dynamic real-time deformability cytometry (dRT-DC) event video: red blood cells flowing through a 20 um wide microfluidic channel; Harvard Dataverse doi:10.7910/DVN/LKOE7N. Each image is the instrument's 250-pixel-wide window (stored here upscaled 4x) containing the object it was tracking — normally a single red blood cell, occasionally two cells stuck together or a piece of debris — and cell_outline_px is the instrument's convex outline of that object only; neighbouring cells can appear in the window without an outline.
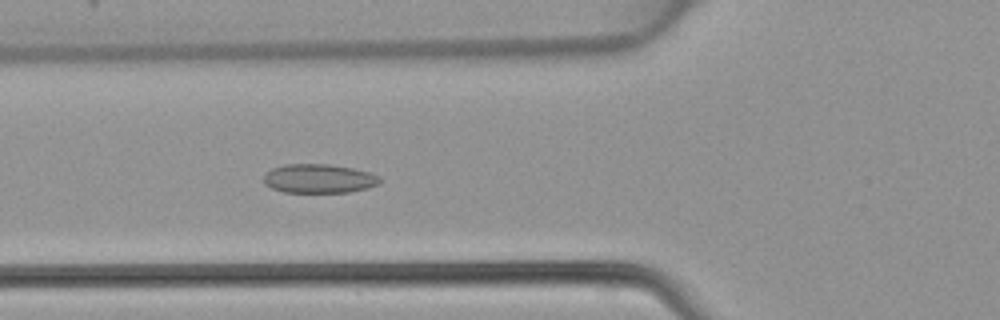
{"species": "common noctule bat (a hibernating species)", "species_latin": "Nyctalus noctula", "temperature_condition": "warm", "stored_images_in_passage": 48, "camera_frame_rate_fps": 3000, "um_per_image_px": 0.085, "animal": {"sex": "female", "body_mass_g": 22.7, "forearm_length_mm": 54.2}, "frame": {"image": 1, "passage_image": 17, "time_ms": 5.333, "image_size_px": [1000, 320], "cell_outline_px": [[380, 184], [368, 188], [348, 192], [284, 192], [272, 188], [264, 184], [264, 176], [272, 168], [288, 164], [328, 164], [352, 168], [368, 172], [380, 176]], "centroid_in_image_um": [27.12, 15.18], "position_along_channel_um": 98.7, "area_um2": 19.54}}
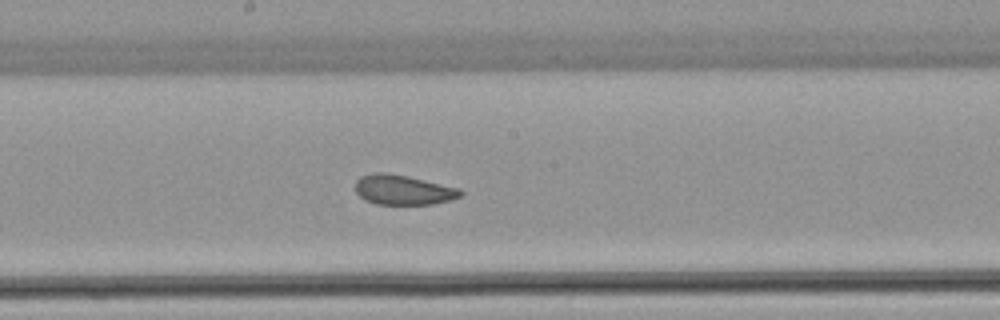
{"frame": {"image": 2, "passage_image": 25, "time_ms": 8.0, "image_size_px": [1000, 320], "cell_outline_px": [[464, 192], [460, 196], [452, 200], [432, 204], [376, 204], [364, 200], [356, 192], [356, 180], [360, 176], [372, 172], [388, 172], [408, 176], [460, 188]], "centroid_in_image_um": [34.26, 16.13], "position_along_channel_um": 213.9, "area_um2": 18.5}}
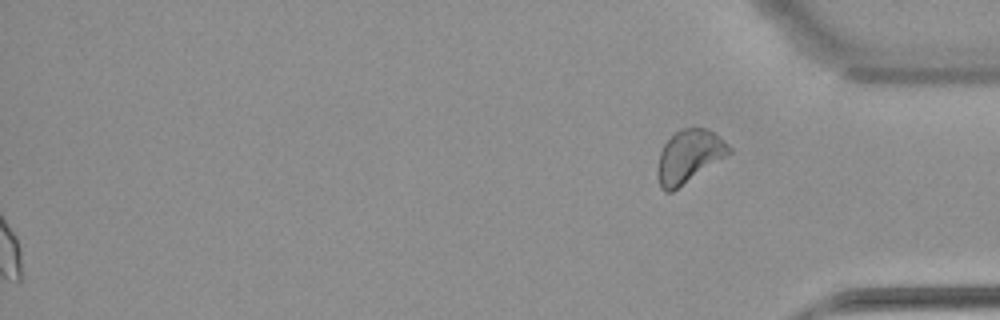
{"frame": {"image": 3, "passage_image": 48, "time_ms": 15.667, "image_size_px": [1000, 320], "cell_outline_px": [[732, 152], [672, 192], [664, 192], [660, 188], [656, 172], [656, 168], [660, 152], [664, 144], [680, 128], [708, 128], [724, 140], [732, 148]], "centroid_in_image_um": [58.54, 13.29], "position_along_channel_um": 376.7, "area_um2": 22.02}}